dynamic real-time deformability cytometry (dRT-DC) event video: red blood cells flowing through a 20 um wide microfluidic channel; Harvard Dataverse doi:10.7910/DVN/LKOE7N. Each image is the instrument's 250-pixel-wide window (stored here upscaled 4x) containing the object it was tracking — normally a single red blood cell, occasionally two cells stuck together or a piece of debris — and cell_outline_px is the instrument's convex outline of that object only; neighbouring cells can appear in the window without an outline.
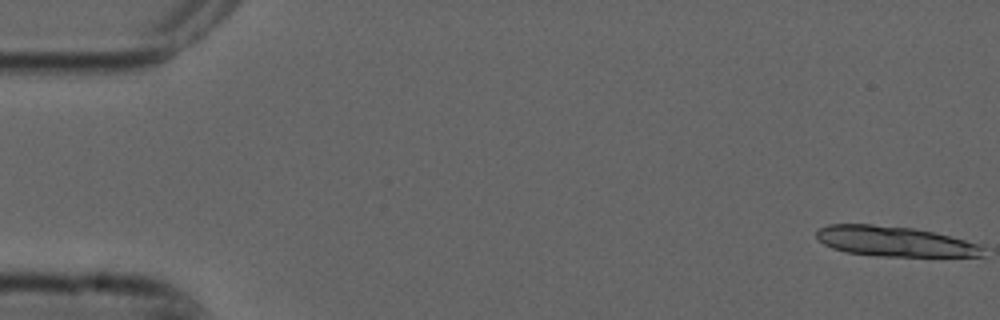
{"species": "common noctule bat (a hibernating species)", "species_latin": "Nyctalus noctula", "temperature_condition": "cold", "stored_images_in_passage": 5, "camera_frame_rate_fps": 3000, "um_per_image_px": 0.085, "animal": {"sex": "male", "forearm_length_mm": 52.5}, "frame": {"image": 1, "passage_image": 1, "time_ms": 0.0, "image_size_px": [1000, 320], "cell_outline_px": [[984, 256], [876, 256], [844, 252], [832, 248], [824, 244], [816, 236], [816, 232], [820, 228], [828, 224], [872, 224], [912, 228], [932, 232], [964, 240], [976, 244], [984, 248]], "centroid_in_image_um": [75.98, 20.52], "position_along_channel_um": 9.0, "area_um2": 29.02}}